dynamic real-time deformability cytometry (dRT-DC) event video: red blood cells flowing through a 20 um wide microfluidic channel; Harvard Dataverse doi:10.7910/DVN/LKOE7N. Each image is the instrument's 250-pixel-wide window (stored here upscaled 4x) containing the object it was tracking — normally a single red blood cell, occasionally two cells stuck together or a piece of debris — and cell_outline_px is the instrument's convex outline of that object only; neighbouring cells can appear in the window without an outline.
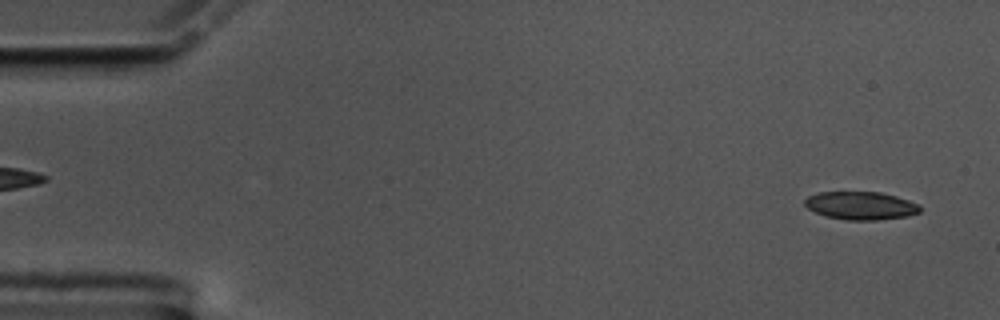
{"species": "common noctule bat (a hibernating species)", "species_latin": "Nyctalus noctula", "temperature_condition": "cold", "stored_images_in_passage": 56, "camera_frame_rate_fps": 3000, "um_per_image_px": 0.085, "animal": {"sex": "male", "body_mass_g": 17.5, "forearm_length_mm": 52.3}, "frame": {"image": 1, "passage_image": 2, "time_ms": 0.333, "image_size_px": [1000, 320], "cell_outline_px": [[920, 212], [908, 216], [876, 220], [848, 220], [828, 216], [816, 212], [808, 208], [804, 204], [804, 200], [808, 196], [820, 192], [880, 192], [896, 196], [920, 204]], "centroid_in_image_um": [73.19, 17.47], "position_along_channel_um": 11.8, "area_um2": 18.73}}
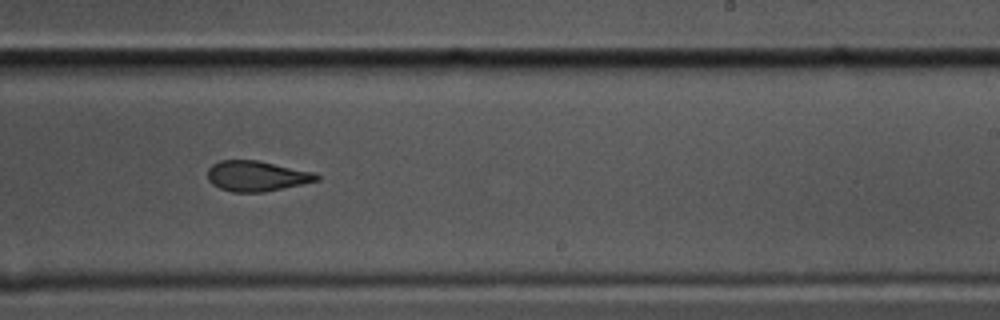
{"frame": {"image": 2, "passage_image": 34, "time_ms": 11.0, "image_size_px": [1000, 320], "cell_outline_px": [[320, 180], [264, 192], [232, 192], [220, 188], [212, 184], [208, 180], [208, 168], [212, 164], [220, 160], [256, 160], [316, 172], [320, 176]], "centroid_in_image_um": [21.82, 14.96], "position_along_channel_um": 267.2, "area_um2": 19.36}}
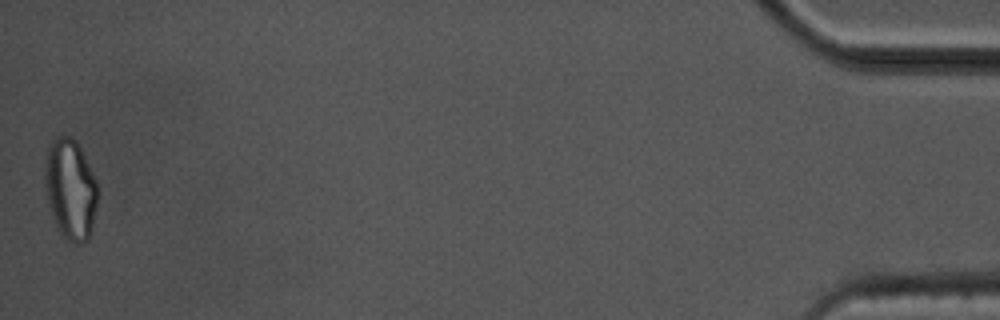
{"frame": {"image": 3, "passage_image": 56, "time_ms": 18.333, "image_size_px": [1000, 320], "cell_outline_px": [[96, 204], [92, 228], [88, 240], [84, 244], [76, 244], [68, 240], [56, 228], [52, 216], [44, 188], [44, 164], [48, 144], [56, 136], [72, 136], [76, 140], [96, 180]], "centroid_in_image_um": [5.94, 16.07], "position_along_channel_um": 429.3, "area_um2": 31.1}, "authors_computed_cell_mechanics": {"area_um2": 20.4323, "velocity_mm_per_s": 3.5034, "shape_relaxation_time_tau1_ms": 5.4316, "shape_relaxation_time_tau2_ms": 3.1407, "deformation_change_tau1": 0.1629, "deformation_change_tau2": 0.1008}}